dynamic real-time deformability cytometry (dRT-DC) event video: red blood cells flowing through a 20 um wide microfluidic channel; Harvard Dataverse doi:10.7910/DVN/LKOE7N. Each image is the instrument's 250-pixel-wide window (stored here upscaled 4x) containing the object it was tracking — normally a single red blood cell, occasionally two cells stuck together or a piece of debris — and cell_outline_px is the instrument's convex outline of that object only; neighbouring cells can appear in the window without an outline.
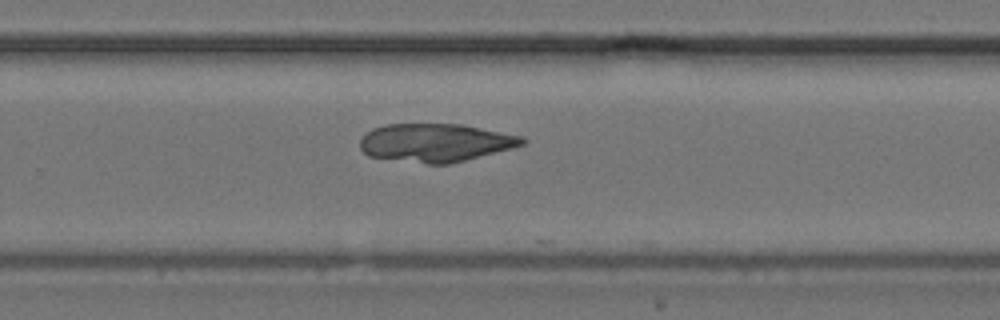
{"species": "common noctule bat (a hibernating species)", "species_latin": "Nyctalus noctula", "temperature_condition": "cold", "stored_images_in_passage": 29, "camera_frame_rate_fps": 3000, "um_per_image_px": 0.085, "animal": {"sex": "female", "body_mass_g": 24.6, "forearm_length_mm": 56.2}, "frame": {"image": 1, "passage_image": 23, "time_ms": 7.333, "image_size_px": [1000, 320], "cell_outline_px": [[528, 140], [524, 144], [512, 148], [448, 164], [428, 164], [368, 156], [360, 148], [360, 140], [372, 128], [384, 124], [460, 124], [524, 136]], "centroid_in_image_um": [37.02, 12.12], "position_along_channel_um": 292.8, "area_um2": 36.01}}